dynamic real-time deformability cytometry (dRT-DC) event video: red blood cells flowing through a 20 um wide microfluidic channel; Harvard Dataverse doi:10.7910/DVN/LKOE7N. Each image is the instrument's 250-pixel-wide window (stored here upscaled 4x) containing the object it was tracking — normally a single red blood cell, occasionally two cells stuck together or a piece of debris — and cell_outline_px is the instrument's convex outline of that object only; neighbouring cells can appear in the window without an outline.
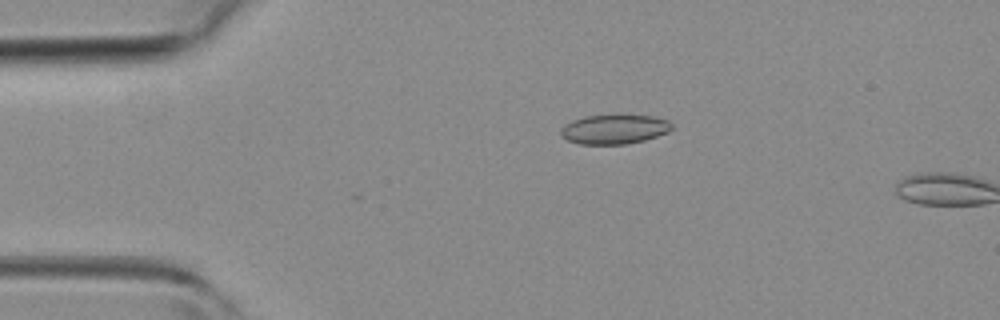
{"species": "common noctule bat (a hibernating species)", "species_latin": "Nyctalus noctula", "temperature_condition": "room temperature", "stored_images_in_passage": 2, "camera_frame_rate_fps": 3000, "um_per_image_px": 0.085, "animal": {"sex": "female", "body_mass_g": 19.3, "forearm_length_mm": 54.1}, "frame": {"image": 1, "passage_image": 1, "time_ms": 0.0, "image_size_px": [1000, 320], "cell_outline_px": [[672, 128], [668, 132], [644, 140], [628, 144], [580, 144], [568, 140], [560, 136], [560, 128], [564, 124], [572, 120], [584, 116], [616, 112], [652, 116], [668, 120], [672, 124]], "centroid_in_image_um": [52.19, 10.94], "position_along_channel_um": 32.8, "area_um2": 19.88}}